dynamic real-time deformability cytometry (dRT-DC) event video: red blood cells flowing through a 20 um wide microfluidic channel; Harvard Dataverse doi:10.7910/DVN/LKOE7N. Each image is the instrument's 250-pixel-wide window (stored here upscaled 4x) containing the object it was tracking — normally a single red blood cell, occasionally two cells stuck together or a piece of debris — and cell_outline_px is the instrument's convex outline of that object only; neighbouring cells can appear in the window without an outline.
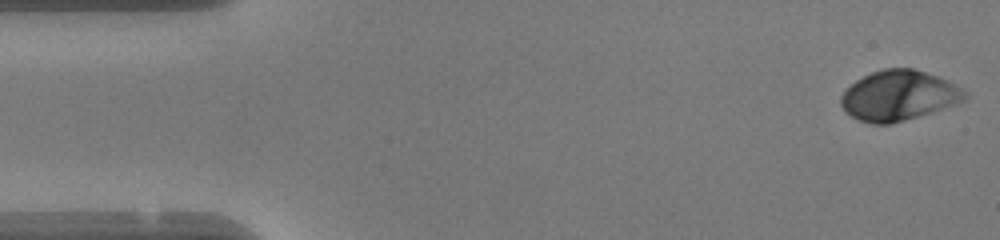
{"species": "human", "species_latin": "Homo sapiens", "temperature_condition": "warm", "stored_images_in_passage": 48, "camera_frame_rate_fps": 3000, "um_per_image_px": 0.085, "donor": {"sex": "female"}, "frame": {"image": 1, "passage_image": 1, "time_ms": 0.0, "image_size_px": [1000, 240], "cell_outline_px": [[968, 96], [964, 100], [956, 104], [904, 120], [888, 124], [872, 124], [860, 120], [844, 112], [840, 104], [840, 96], [856, 80], [872, 72], [884, 68], [912, 68], [948, 80], [968, 92]], "centroid_in_image_um": [76.38, 8.12], "position_along_channel_um": 8.6, "area_um2": 35.89}}
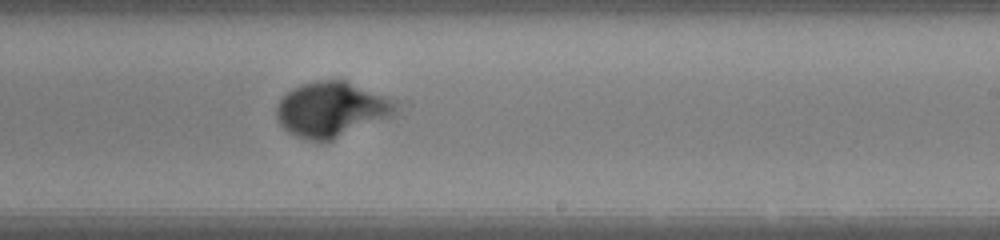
{"frame": {"image": 2, "passage_image": 28, "time_ms": 9.0, "image_size_px": [1000, 240], "cell_outline_px": [[400, 104], [396, 116], [332, 140], [308, 140], [296, 136], [288, 132], [276, 120], [276, 104], [292, 88], [300, 84], [316, 80], [344, 80], [392, 100]], "centroid_in_image_um": [28.19, 9.31], "position_along_channel_um": 260.8, "area_um2": 38.44}}
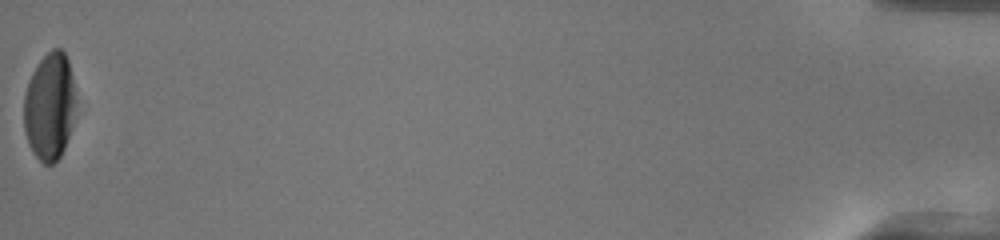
{"frame": {"image": 3, "passage_image": 48, "time_ms": 15.667, "image_size_px": [1000, 240], "cell_outline_px": [[76, 100], [72, 124], [64, 148], [60, 156], [52, 164], [44, 164], [32, 152], [28, 144], [24, 132], [24, 96], [28, 80], [32, 72], [40, 60], [52, 48], [60, 48], [64, 52], [68, 60], [72, 76]], "centroid_in_image_um": [4.2, 9.04], "position_along_channel_um": 431.0, "area_um2": 32.6}, "authors_computed_cell_mechanics": {"area_um2": 35.9805, "velocity_mm_per_s": 4.1777, "shape_relaxation_time_tau1_ms": 4.2276, "shape_relaxation_time_tau2_ms": null, "deformation_change_tau1": 0.2337, "deformation_change_tau2": null}}